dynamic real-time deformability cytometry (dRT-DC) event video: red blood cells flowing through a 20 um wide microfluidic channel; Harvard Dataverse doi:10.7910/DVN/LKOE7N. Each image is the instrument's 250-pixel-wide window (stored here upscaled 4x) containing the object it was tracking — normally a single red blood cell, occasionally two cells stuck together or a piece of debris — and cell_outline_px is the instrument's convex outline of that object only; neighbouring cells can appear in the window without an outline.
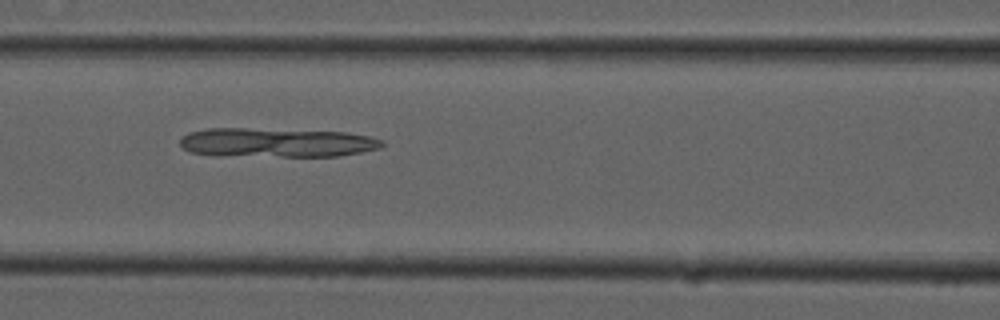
{"species": "common noctule bat (a hibernating species)", "species_latin": "Nyctalus noctula", "temperature_condition": "cold", "stored_images_in_passage": 39, "camera_frame_rate_fps": 3000, "um_per_image_px": 0.085, "animal": {"sex": "male", "forearm_length_mm": 52.5}, "frame": {"image": 1, "passage_image": 8, "time_ms": 2.333, "image_size_px": [1000, 320], "cell_outline_px": [[384, 144], [380, 148], [340, 156], [212, 156], [192, 152], [184, 148], [180, 144], [180, 136], [192, 132], [208, 128], [244, 128], [348, 132], [368, 136], [384, 140]], "centroid_in_image_um": [23.49, 12.12], "position_along_channel_um": 143.1, "area_um2": 34.62}}
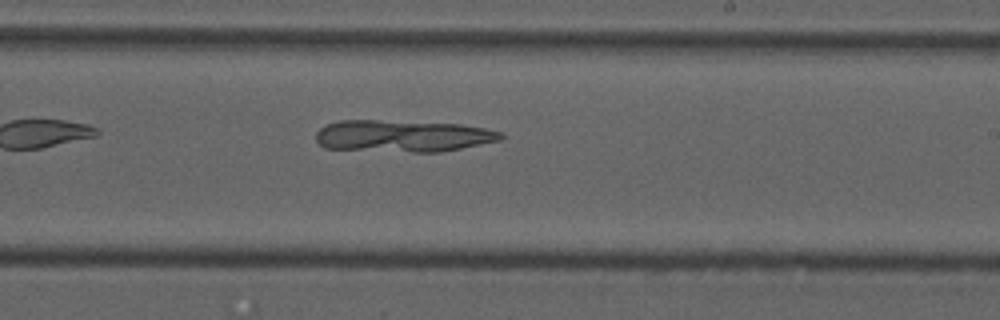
{"frame": {"image": 2, "passage_image": 17, "time_ms": 5.333, "image_size_px": [1000, 320], "cell_outline_px": [[504, 136], [500, 140], [440, 152], [412, 152], [324, 148], [316, 140], [316, 132], [324, 124], [340, 120], [376, 120], [460, 124], [484, 128], [500, 132]], "centroid_in_image_um": [34.18, 11.55], "position_along_channel_um": 254.8, "area_um2": 34.22}}
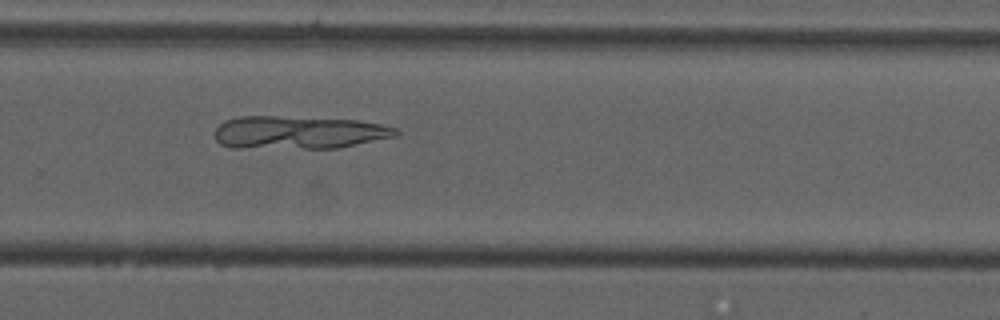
{"frame": {"image": 3, "passage_image": 21, "time_ms": 6.667, "image_size_px": [1000, 320], "cell_outline_px": [[400, 132], [396, 136], [336, 148], [232, 148], [220, 144], [216, 140], [216, 128], [224, 120], [240, 116], [276, 116], [356, 120], [380, 124], [396, 128]], "centroid_in_image_um": [25.34, 11.26], "position_along_channel_um": 304.5, "area_um2": 34.74}}